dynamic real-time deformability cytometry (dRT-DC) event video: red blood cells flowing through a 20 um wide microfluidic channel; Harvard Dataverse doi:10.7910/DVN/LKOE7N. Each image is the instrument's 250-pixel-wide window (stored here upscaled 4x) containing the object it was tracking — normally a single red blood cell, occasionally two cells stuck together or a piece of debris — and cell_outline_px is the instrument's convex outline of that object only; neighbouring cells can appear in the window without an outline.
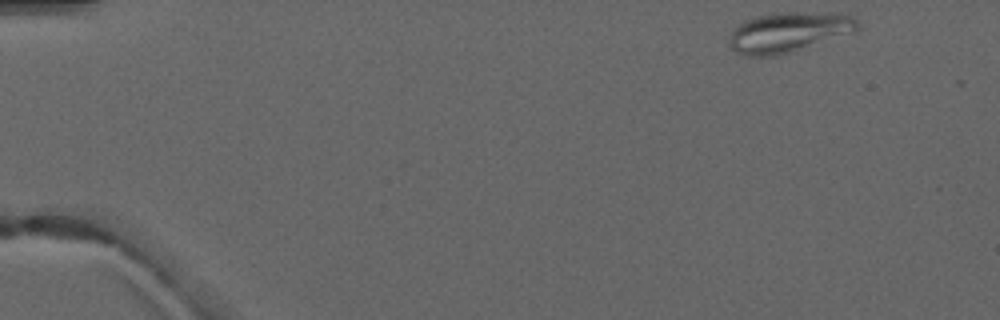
{"species": "common noctule bat (a hibernating species)", "species_latin": "Nyctalus noctula", "temperature_condition": "warm", "stored_images_in_passage": 2, "camera_frame_rate_fps": 3000, "um_per_image_px": 0.085, "animal": {"sex": "male", "forearm_length_mm": 52.5}, "frame": {"image": 1, "passage_image": 1, "time_ms": 0.0, "image_size_px": [1000, 320], "cell_outline_px": [[860, 28], [856, 32], [776, 56], [744, 56], [736, 52], [728, 44], [728, 40], [732, 28], [744, 20], [756, 16], [776, 12], [840, 12], [852, 16], [860, 24]], "centroid_in_image_um": [67.03, 2.71], "position_along_channel_um": 18.0, "area_um2": 30.58}}